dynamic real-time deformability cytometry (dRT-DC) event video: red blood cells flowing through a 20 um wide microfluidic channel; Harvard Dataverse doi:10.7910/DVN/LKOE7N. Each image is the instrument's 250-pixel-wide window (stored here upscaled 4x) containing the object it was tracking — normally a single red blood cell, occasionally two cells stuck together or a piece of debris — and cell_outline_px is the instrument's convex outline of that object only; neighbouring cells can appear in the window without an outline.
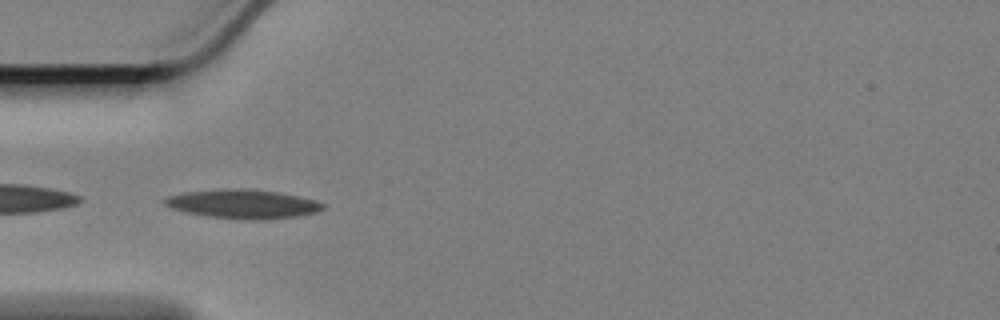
{"species": "Egyptian fruit bat (a non-hibernating species)", "species_latin": "Rousettus aegyptiacus", "temperature_condition": "cold", "stored_images_in_passage": 42, "camera_frame_rate_fps": 3000, "um_per_image_px": 0.085, "animal": {"sex": "female"}, "frame": {"image": 1, "passage_image": 1, "time_ms": 0.0, "image_size_px": [1000, 320], "cell_outline_px": [[324, 208], [316, 212], [296, 216], [260, 220], [244, 220], [204, 216], [184, 212], [172, 208], [164, 204], [160, 200], [168, 196], [184, 192], [224, 188], [240, 188], [276, 192], [316, 200], [324, 204]], "centroid_in_image_um": [20.57, 17.34], "position_along_channel_um": 64.4, "area_um2": 26.82}}
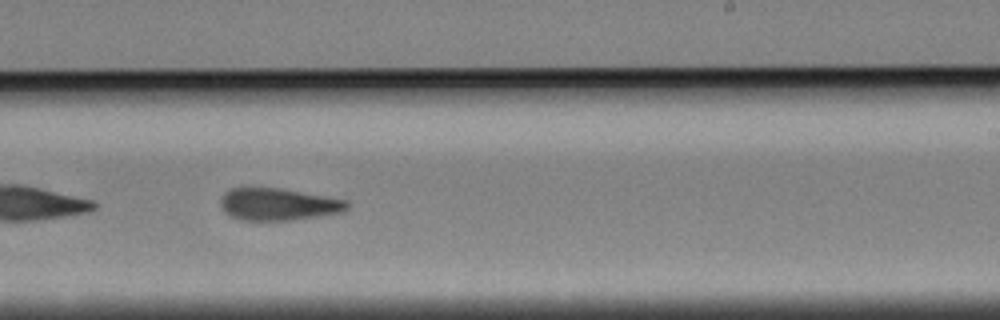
{"frame": {"image": 2, "passage_image": 19, "time_ms": 6.0, "image_size_px": [1000, 320], "cell_outline_px": [[352, 204], [344, 212], [320, 216], [292, 220], [240, 220], [224, 212], [220, 204], [220, 196], [228, 188], [240, 184], [280, 188], [348, 200]], "centroid_in_image_um": [23.59, 17.32], "position_along_channel_um": 265.4, "area_um2": 24.74}}
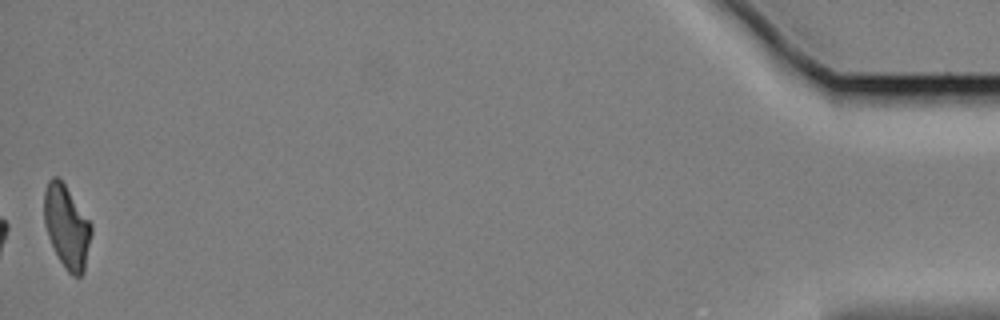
{"frame": {"image": 3, "passage_image": 42, "time_ms": 13.667, "image_size_px": [1000, 320], "cell_outline_px": [[92, 232], [84, 272], [80, 276], [72, 276], [64, 268], [48, 236], [44, 224], [44, 192], [48, 180], [52, 176], [60, 176], [92, 224]], "centroid_in_image_um": [5.67, 19.23], "position_along_channel_um": 429.5, "area_um2": 23.0}, "authors_computed_cell_mechanics": {"area_um2": 24.3049, "velocity_mm_per_s": 3.3575, "shape_relaxation_time_tau1_ms": 4.6589, "shape_relaxation_time_tau2_ms": 4.9312, "deformation_change_tau1": 0.1383, "deformation_change_tau2": 0.1454}}